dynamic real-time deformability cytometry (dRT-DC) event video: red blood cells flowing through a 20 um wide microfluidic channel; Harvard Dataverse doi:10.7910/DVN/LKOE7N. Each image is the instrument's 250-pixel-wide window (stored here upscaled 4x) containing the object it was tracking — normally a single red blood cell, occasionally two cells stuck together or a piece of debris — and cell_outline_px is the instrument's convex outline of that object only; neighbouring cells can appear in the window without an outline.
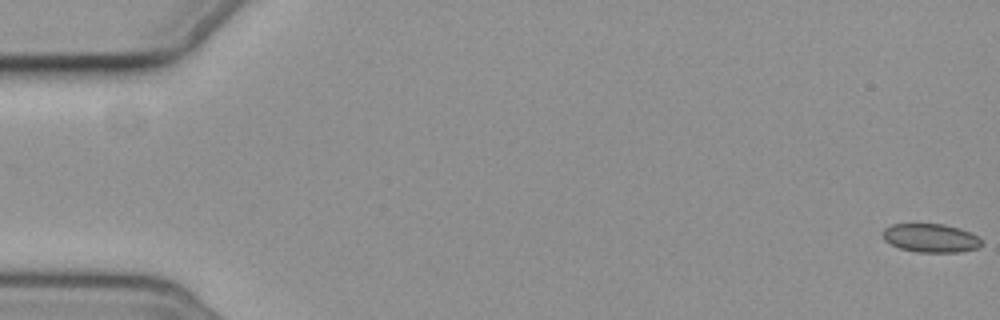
{"species": "common noctule bat (a hibernating species)", "species_latin": "Nyctalus noctula", "temperature_condition": "cold", "stored_images_in_passage": 6, "camera_frame_rate_fps": 3000, "um_per_image_px": 0.085, "animal": {"sex": "female", "body_mass_g": 19.3, "forearm_length_mm": 54.1}, "frame": {"image": 1, "passage_image": 1, "time_ms": 0.0, "image_size_px": [1000, 320], "cell_outline_px": [[984, 244], [980, 248], [960, 252], [916, 252], [900, 248], [884, 240], [880, 232], [884, 228], [892, 224], [944, 224], [960, 228], [976, 236]], "centroid_in_image_um": [79.1, 20.23], "position_along_channel_um": 5.9, "area_um2": 16.59}}
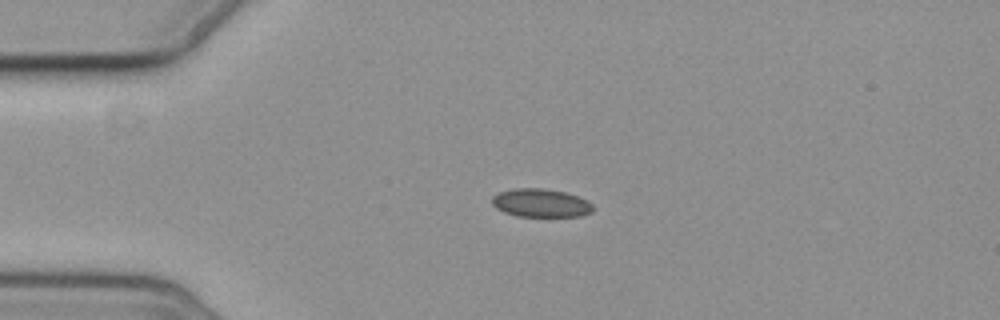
{"frame": {"image": 2, "passage_image": 5, "time_ms": 4.667, "image_size_px": [1000, 320], "cell_outline_px": [[592, 212], [580, 216], [516, 216], [504, 212], [496, 208], [492, 204], [492, 196], [496, 192], [512, 188], [540, 188], [564, 192], [588, 200], [592, 204]], "centroid_in_image_um": [45.92, 17.24], "position_along_channel_um": 39.1, "area_um2": 16.7}}